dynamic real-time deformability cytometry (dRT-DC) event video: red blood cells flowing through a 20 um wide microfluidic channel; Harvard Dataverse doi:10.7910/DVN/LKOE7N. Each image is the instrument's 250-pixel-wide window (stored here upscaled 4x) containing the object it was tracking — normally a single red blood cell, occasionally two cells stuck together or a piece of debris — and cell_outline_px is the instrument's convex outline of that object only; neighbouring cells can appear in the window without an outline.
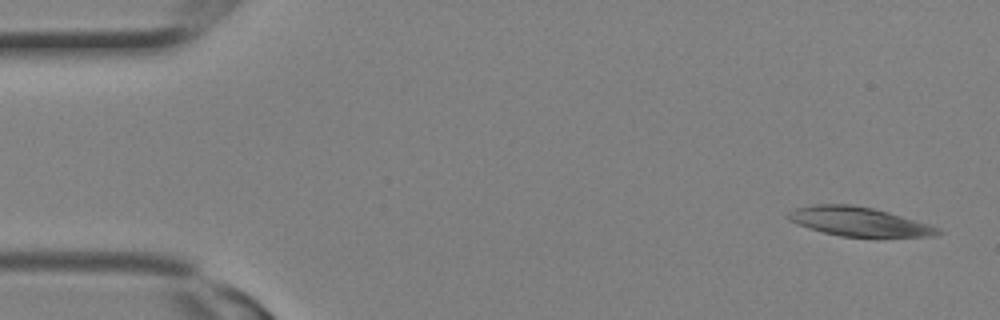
{"species": "Egyptian fruit bat (a non-hibernating species)", "species_latin": "Rousettus aegyptiacus", "temperature_condition": "room temperature", "stored_images_in_passage": 2, "segment_of_instrument_passage": [2, 2], "camera_frame_rate_fps": 3000, "um_per_image_px": 0.085, "animal": {"sex": "female"}, "frame": {"image": 1, "passage_image": 2, "time_ms": 0.333, "image_size_px": [1000, 320], "cell_outline_px": [[944, 232], [936, 236], [840, 236], [824, 232], [796, 224], [788, 220], [784, 216], [788, 212], [796, 208], [812, 204], [852, 204], [872, 208], [888, 212], [928, 224], [940, 228]], "centroid_in_image_um": [72.96, 18.82], "position_along_channel_um": 12.0, "area_um2": 25.14}}